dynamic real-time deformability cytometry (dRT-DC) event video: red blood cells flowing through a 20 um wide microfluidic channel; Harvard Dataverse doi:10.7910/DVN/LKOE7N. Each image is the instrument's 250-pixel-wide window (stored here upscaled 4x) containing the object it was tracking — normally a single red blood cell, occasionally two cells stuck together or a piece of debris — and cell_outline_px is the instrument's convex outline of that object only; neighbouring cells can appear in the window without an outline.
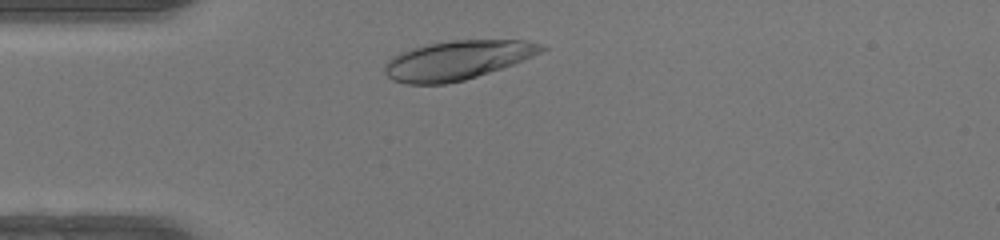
{"species": "human", "species_latin": "Homo sapiens", "temperature_condition": "warm", "stored_images_in_passage": 31, "camera_frame_rate_fps": 3000, "um_per_image_px": 0.085, "donor": {"sex": "female"}, "frame": {"image": 1, "passage_image": 4, "time_ms": 1.0, "image_size_px": [1000, 240], "cell_outline_px": [[548, 48], [532, 56], [512, 64], [464, 80], [444, 84], [408, 84], [392, 80], [384, 72], [384, 64], [392, 56], [400, 52], [424, 44], [452, 40], [524, 40], [540, 44]], "centroid_in_image_um": [38.81, 5.11], "position_along_channel_um": 46.2, "area_um2": 35.49}}
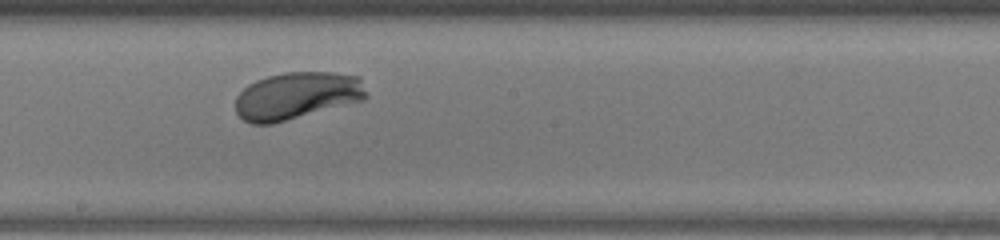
{"frame": {"image": 2, "passage_image": 18, "time_ms": 5.667, "image_size_px": [1000, 240], "cell_outline_px": [[368, 96], [364, 100], [272, 124], [252, 124], [244, 120], [236, 112], [236, 96], [248, 84], [256, 80], [268, 76], [284, 72], [332, 72], [360, 76]], "centroid_in_image_um": [25.24, 8.13], "position_along_channel_um": 223.0, "area_um2": 36.18}}
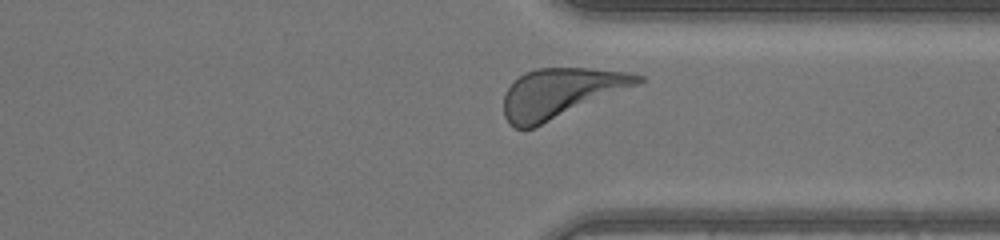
{"frame": {"image": 3, "passage_image": 28, "time_ms": 9.0, "image_size_px": [1000, 240], "cell_outline_px": [[644, 80], [640, 84], [532, 128], [512, 128], [508, 124], [504, 116], [504, 92], [524, 72], [536, 68], [588, 68], [628, 72], [644, 76]], "centroid_in_image_um": [47.64, 7.9], "position_along_channel_um": 363.8, "area_um2": 38.44}, "authors_computed_cell_mechanics": {"area_um2": 35.9516, "velocity_mm_per_s": 4.1965, "shape_relaxation_time_tau1_ms": 1.6058, "shape_relaxation_time_tau2_ms": null, "deformation_change_tau1": 0.1361, "deformation_change_tau2": null}}